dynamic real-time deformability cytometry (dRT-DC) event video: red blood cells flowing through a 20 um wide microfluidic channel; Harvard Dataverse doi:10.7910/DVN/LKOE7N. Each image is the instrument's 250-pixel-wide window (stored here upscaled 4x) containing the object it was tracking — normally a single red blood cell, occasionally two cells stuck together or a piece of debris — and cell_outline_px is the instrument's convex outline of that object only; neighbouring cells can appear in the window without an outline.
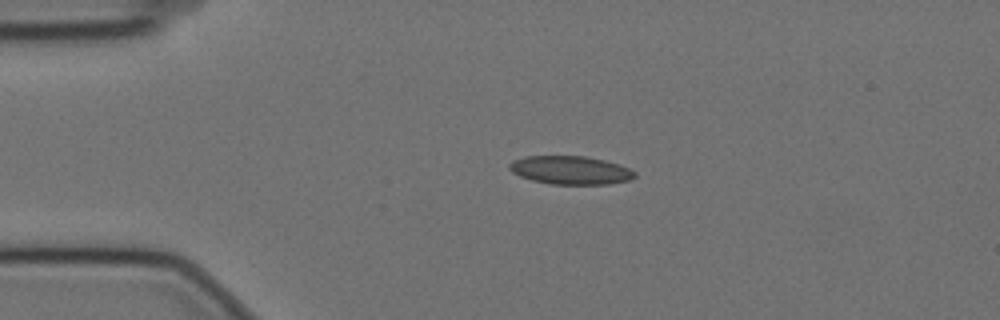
{"species": "Egyptian fruit bat (a non-hibernating species)", "species_latin": "Rousettus aegyptiacus", "temperature_condition": "cold", "stored_images_in_passage": 34, "camera_frame_rate_fps": 3000, "um_per_image_px": 0.085, "animal": {"sex": "female"}, "frame": {"image": 1, "passage_image": 1, "time_ms": 0.0, "image_size_px": [1000, 320], "cell_outline_px": [[636, 176], [632, 180], [608, 184], [552, 184], [532, 180], [520, 176], [512, 172], [508, 168], [508, 164], [512, 160], [524, 156], [584, 156], [604, 160], [620, 164], [636, 172]], "centroid_in_image_um": [48.49, 14.46], "position_along_channel_um": 36.5, "area_um2": 20.87}}
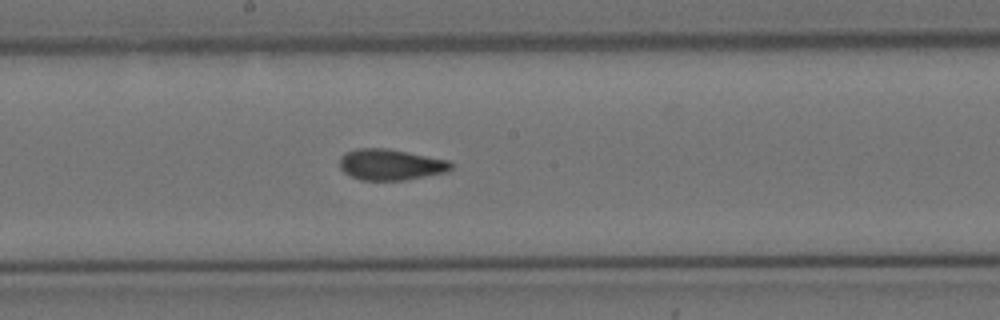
{"frame": {"image": 2, "passage_image": 19, "time_ms": 6.0, "image_size_px": [1000, 320], "cell_outline_px": [[452, 168], [448, 172], [404, 180], [360, 180], [344, 172], [340, 168], [340, 156], [344, 152], [356, 148], [388, 148], [448, 160], [452, 164]], "centroid_in_image_um": [33.18, 13.98], "position_along_channel_um": 215.0, "area_um2": 20.23}}
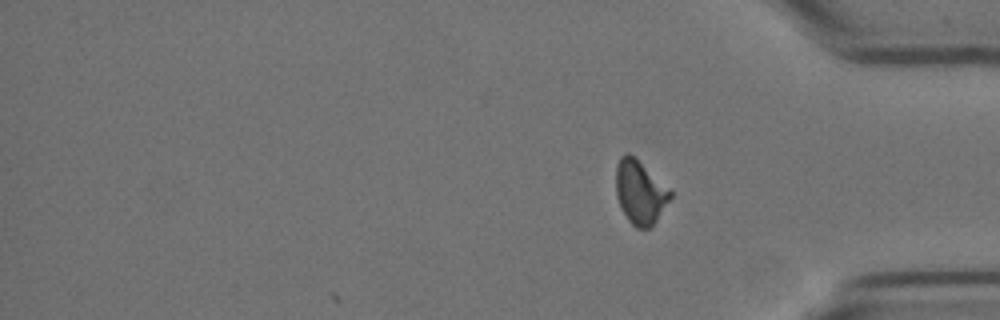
{"frame": {"image": 3, "passage_image": 34, "time_ms": 11.0, "image_size_px": [1000, 320], "cell_outline_px": [[672, 196], [652, 228], [636, 228], [628, 220], [620, 208], [616, 196], [616, 164], [620, 156], [624, 152], [628, 152], [636, 156], [672, 192]], "centroid_in_image_um": [54.38, 16.32], "position_along_channel_um": 380.8, "area_um2": 20.52}, "authors_computed_cell_mechanics": {"area_um2": 20.23, "velocity_mm_per_s": 3.5125, "shape_relaxation_time_tau1_ms": null, "shape_relaxation_time_tau2_ms": 1.4691, "deformation_change_tau1": null, "deformation_change_tau2": 0.0716}}